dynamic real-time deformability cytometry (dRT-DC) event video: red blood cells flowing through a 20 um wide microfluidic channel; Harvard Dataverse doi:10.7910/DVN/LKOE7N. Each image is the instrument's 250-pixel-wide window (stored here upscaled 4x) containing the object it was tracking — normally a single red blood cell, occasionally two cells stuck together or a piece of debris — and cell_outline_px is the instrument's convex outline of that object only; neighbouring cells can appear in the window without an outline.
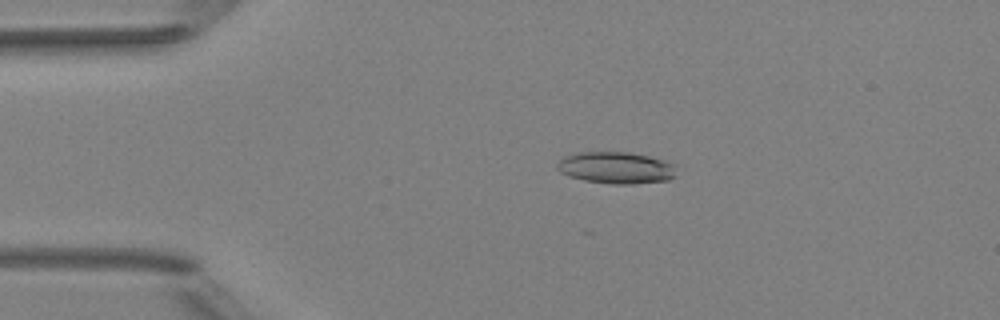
{"species": "Egyptian fruit bat (a non-hibernating species)", "species_latin": "Rousettus aegyptiacus", "temperature_condition": "room temperature", "stored_images_in_passage": 5, "camera_frame_rate_fps": 3000, "um_per_image_px": 0.085, "animal": {"sex": "female"}, "frame": {"image": 1, "passage_image": 3, "time_ms": 2.667, "image_size_px": [1000, 320], "cell_outline_px": [[676, 176], [668, 180], [632, 184], [612, 184], [584, 180], [568, 176], [560, 172], [556, 168], [556, 164], [564, 156], [580, 152], [628, 152], [648, 156], [664, 160], [676, 164]], "centroid_in_image_um": [52.38, 14.26], "position_along_channel_um": 32.6, "area_um2": 22.25}}
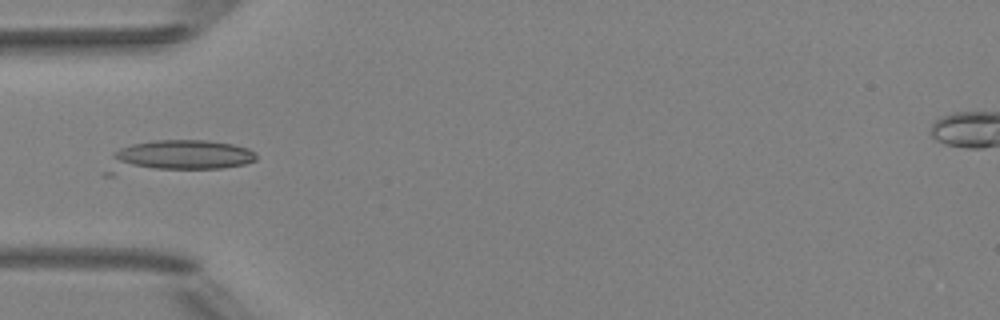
{"frame": {"image": 2, "passage_image": 5, "time_ms": 4.667, "image_size_px": [1000, 320], "cell_outline_px": [[256, 160], [244, 164], [220, 168], [112, 176], [104, 176], [100, 172], [112, 152], [120, 148], [132, 144], [152, 140], [208, 140], [232, 144], [248, 148], [256, 152]], "centroid_in_image_um": [14.88, 13.35], "position_along_channel_um": 70.1, "area_um2": 29.54}}